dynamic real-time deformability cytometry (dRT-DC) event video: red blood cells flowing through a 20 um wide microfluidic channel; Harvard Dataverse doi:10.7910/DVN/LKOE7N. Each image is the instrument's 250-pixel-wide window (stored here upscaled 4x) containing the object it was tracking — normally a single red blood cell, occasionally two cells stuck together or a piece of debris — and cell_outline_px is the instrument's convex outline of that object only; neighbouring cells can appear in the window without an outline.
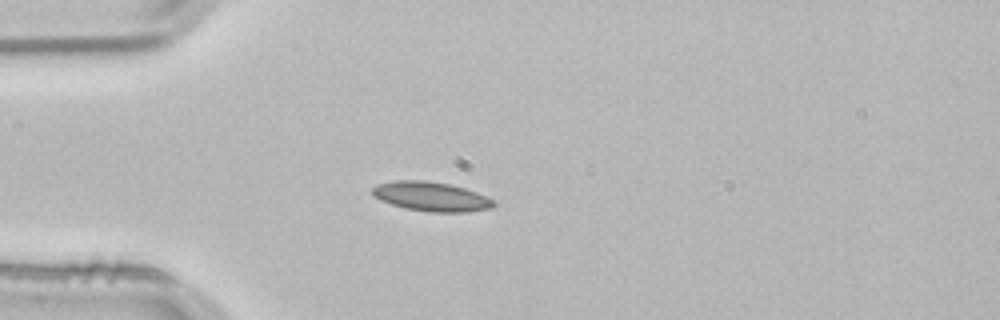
{"species": "common noctule bat (a hibernating species)", "species_latin": "Nyctalus noctula", "temperature_condition": "room temperature", "stored_images_in_passage": 2, "camera_frame_rate_fps": 3000, "um_per_image_px": 0.085, "animal": {"sex": "male", "body_mass_g": 21.5, "forearm_length_mm": 52.0}, "frame": {"image": 1, "passage_image": 2, "time_ms": 0.333, "image_size_px": [1000, 320], "cell_outline_px": [[496, 204], [492, 208], [468, 212], [428, 212], [404, 208], [380, 200], [372, 196], [372, 188], [380, 184], [392, 180], [424, 180], [448, 184], [464, 188], [476, 192], [496, 200]], "centroid_in_image_um": [36.67, 16.71], "position_along_channel_um": 48.3, "area_um2": 20.87}}